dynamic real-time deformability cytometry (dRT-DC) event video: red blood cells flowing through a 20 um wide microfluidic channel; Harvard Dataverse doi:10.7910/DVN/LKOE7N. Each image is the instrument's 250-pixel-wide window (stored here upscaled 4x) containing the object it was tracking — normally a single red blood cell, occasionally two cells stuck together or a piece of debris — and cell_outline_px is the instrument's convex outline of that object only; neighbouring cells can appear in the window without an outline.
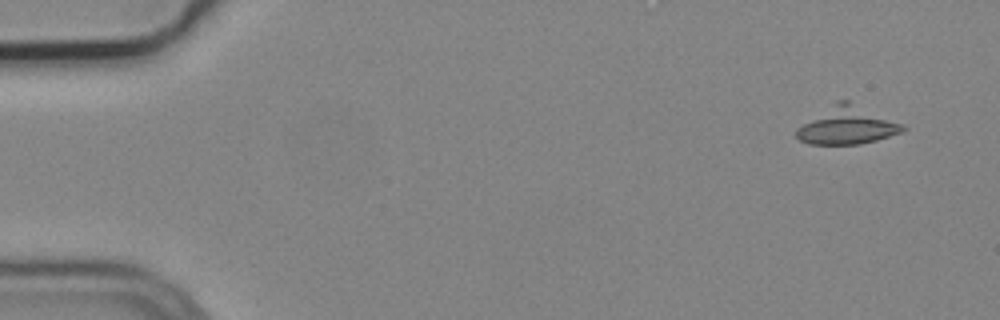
{"species": "common noctule bat (a hibernating species)", "species_latin": "Nyctalus noctula", "temperature_condition": "cold", "stored_images_in_passage": 6, "camera_frame_rate_fps": 3000, "um_per_image_px": 0.085, "animal": {"sex": "male", "body_mass_g": 19.2, "forearm_length_mm": 51.8}, "frame": {"image": 1, "passage_image": 1, "time_ms": 0.0, "image_size_px": [1000, 320], "cell_outline_px": [[908, 128], [904, 132], [876, 140], [860, 144], [808, 144], [800, 140], [796, 136], [796, 128], [836, 100], [848, 100], [904, 124]], "centroid_in_image_um": [72.03, 10.66], "position_along_channel_um": 13.0, "area_um2": 23.41}}
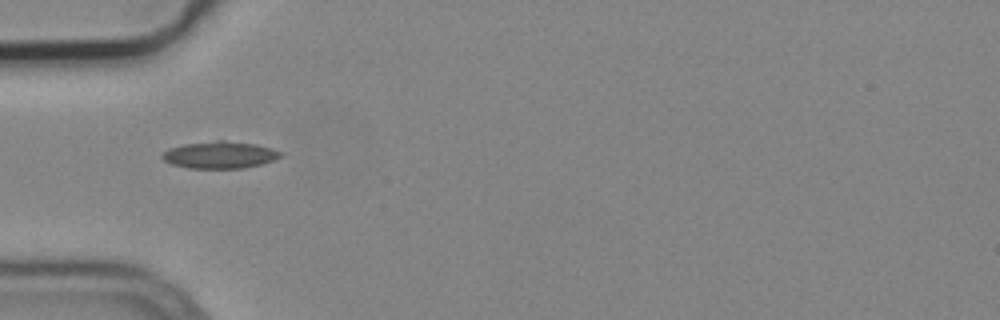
{"frame": {"image": 2, "passage_image": 5, "time_ms": 1.333, "image_size_px": [1000, 320], "cell_outline_px": [[280, 156], [272, 160], [260, 164], [244, 168], [188, 168], [172, 164], [164, 160], [160, 156], [168, 148], [184, 144], [216, 140], [224, 140], [256, 144], [272, 148], [280, 152]], "centroid_in_image_um": [18.64, 13.16], "position_along_channel_um": 66.4, "area_um2": 18.5}}
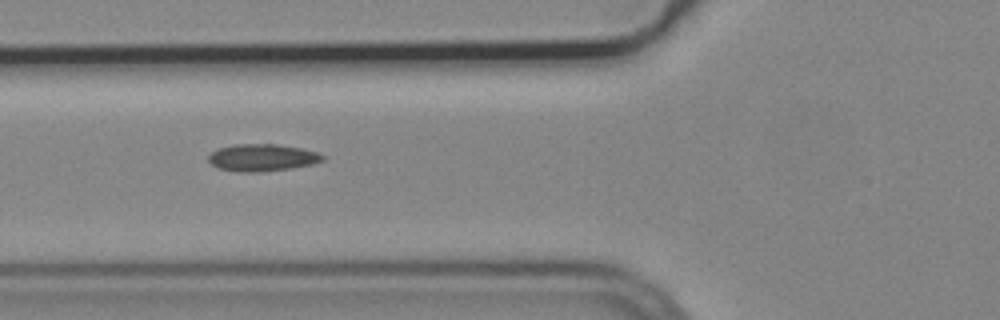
{"frame": {"image": 3, "passage_image": 6, "time_ms": 1.667, "image_size_px": [1000, 320], "cell_outline_px": [[324, 160], [312, 164], [292, 168], [256, 172], [240, 172], [220, 168], [212, 164], [208, 160], [208, 156], [212, 152], [220, 148], [236, 144], [276, 144], [300, 148], [316, 152], [324, 156]], "centroid_in_image_um": [22.29, 13.39], "position_along_channel_um": 103.5, "area_um2": 17.8}}